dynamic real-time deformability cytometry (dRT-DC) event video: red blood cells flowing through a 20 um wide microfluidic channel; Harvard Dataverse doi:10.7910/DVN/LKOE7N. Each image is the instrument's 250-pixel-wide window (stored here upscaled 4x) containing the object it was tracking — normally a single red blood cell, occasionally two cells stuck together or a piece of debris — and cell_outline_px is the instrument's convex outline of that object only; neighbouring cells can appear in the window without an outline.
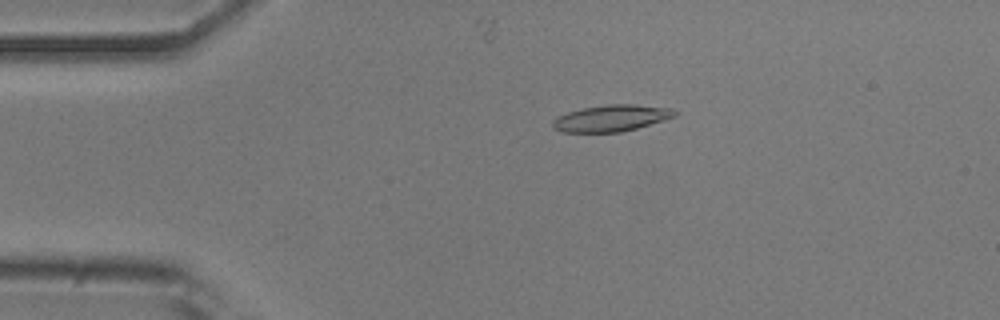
{"species": "common noctule bat (a hibernating species)", "species_latin": "Nyctalus noctula", "temperature_condition": "room temperature", "stored_images_in_passage": 42, "camera_frame_rate_fps": 3000, "um_per_image_px": 0.085, "animal": {"sex": "male", "body_mass_g": 20.5, "forearm_length_mm": 52.5}, "frame": {"image": 1, "passage_image": 10, "time_ms": 3.0, "image_size_px": [1000, 320], "cell_outline_px": [[676, 116], [664, 120], [636, 128], [620, 132], [564, 132], [552, 128], [552, 120], [556, 116], [568, 112], [584, 108], [608, 104], [636, 104], [672, 108], [676, 112]], "centroid_in_image_um": [51.95, 10.04], "position_along_channel_um": 33.1, "area_um2": 18.84}}
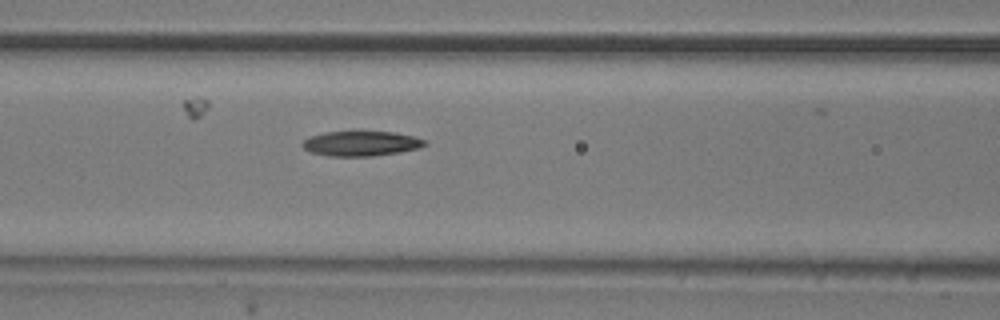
{"frame": {"image": 2, "passage_image": 21, "time_ms": 6.667, "image_size_px": [1000, 320], "cell_outline_px": [[428, 144], [420, 148], [400, 152], [372, 156], [328, 156], [312, 152], [304, 148], [300, 144], [308, 136], [324, 132], [356, 128], [392, 132], [416, 136], [424, 140]], "centroid_in_image_um": [30.68, 12.14], "position_along_channel_um": 135.9, "area_um2": 18.79}}
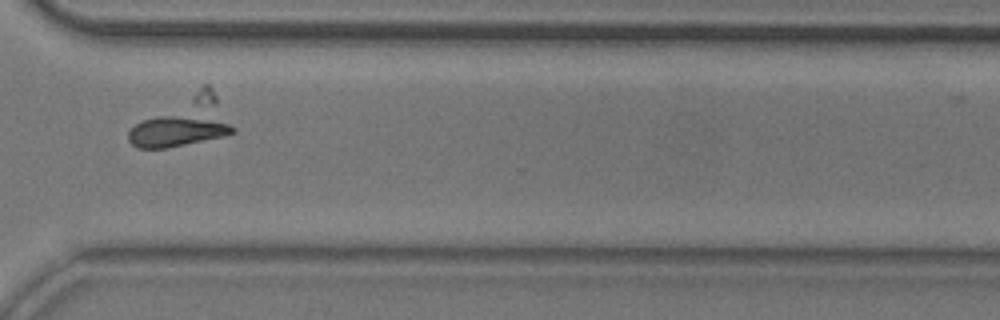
{"frame": {"image": 3, "passage_image": 38, "time_ms": 12.333, "image_size_px": [1000, 320], "cell_outline_px": [[236, 132], [224, 136], [164, 148], [136, 148], [128, 140], [128, 132], [136, 124], [144, 120], [160, 116], [192, 116], [216, 120], [228, 124], [236, 128]], "centroid_in_image_um": [14.98, 11.16], "position_along_channel_um": 355.6, "area_um2": 18.21}}